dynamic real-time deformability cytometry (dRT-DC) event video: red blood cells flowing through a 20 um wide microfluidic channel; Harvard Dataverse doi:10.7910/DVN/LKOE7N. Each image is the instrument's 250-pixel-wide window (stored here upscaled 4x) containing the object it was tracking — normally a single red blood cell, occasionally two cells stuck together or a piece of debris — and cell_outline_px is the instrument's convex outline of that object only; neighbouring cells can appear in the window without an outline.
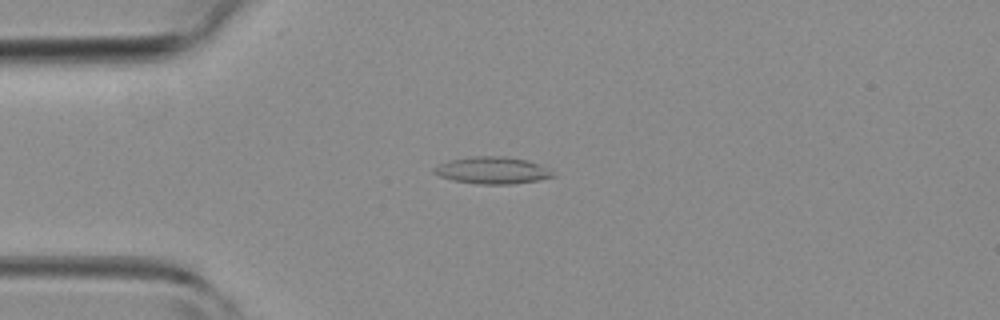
{"species": "common noctule bat (a hibernating species)", "species_latin": "Nyctalus noctula", "temperature_condition": "room temperature", "stored_images_in_passage": 4, "camera_frame_rate_fps": 3000, "um_per_image_px": 0.085, "animal": {"sex": "female", "body_mass_g": 19.3, "forearm_length_mm": 54.1}, "frame": {"image": 1, "passage_image": 4, "time_ms": 3.333, "image_size_px": [1000, 320], "cell_outline_px": [[556, 176], [536, 180], [512, 184], [476, 184], [452, 180], [440, 176], [432, 172], [432, 168], [448, 160], [472, 156], [504, 156], [528, 160], [552, 168]], "centroid_in_image_um": [41.87, 14.47], "position_along_channel_um": 43.1, "area_um2": 18.96}}